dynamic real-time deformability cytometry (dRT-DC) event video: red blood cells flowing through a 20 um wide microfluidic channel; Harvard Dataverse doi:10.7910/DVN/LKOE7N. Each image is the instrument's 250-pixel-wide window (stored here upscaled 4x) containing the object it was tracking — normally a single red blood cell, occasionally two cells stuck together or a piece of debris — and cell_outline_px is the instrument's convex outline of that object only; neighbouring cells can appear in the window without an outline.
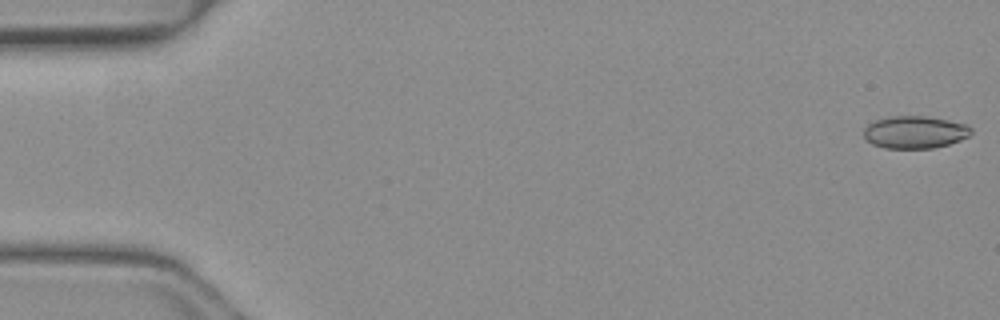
{"species": "common noctule bat (a hibernating species)", "species_latin": "Nyctalus noctula", "temperature_condition": "warm", "stored_images_in_passage": 46, "camera_frame_rate_fps": 3000, "um_per_image_px": 0.085, "animal": {"sex": "female", "body_mass_g": 19.3, "forearm_length_mm": 54.1}, "frame": {"image": 1, "passage_image": 1, "time_ms": 0.0, "image_size_px": [1000, 320], "cell_outline_px": [[972, 132], [968, 136], [960, 140], [948, 144], [932, 148], [884, 148], [872, 144], [864, 136], [864, 128], [868, 124], [876, 120], [888, 116], [928, 116], [968, 124], [972, 128]], "centroid_in_image_um": [77.77, 11.22], "position_along_channel_um": 7.2, "area_um2": 20.35}}
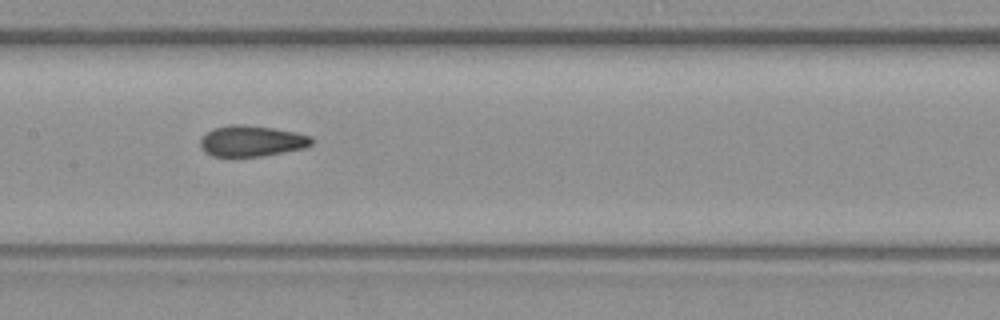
{"frame": {"image": 2, "passage_image": 25, "time_ms": 8.0, "image_size_px": [1000, 320], "cell_outline_px": [[312, 144], [304, 148], [264, 156], [212, 156], [204, 152], [200, 148], [200, 140], [212, 128], [228, 124], [244, 124], [272, 128], [296, 132], [312, 136]], "centroid_in_image_um": [21.38, 11.98], "position_along_channel_um": 186.0, "area_um2": 20.17}}
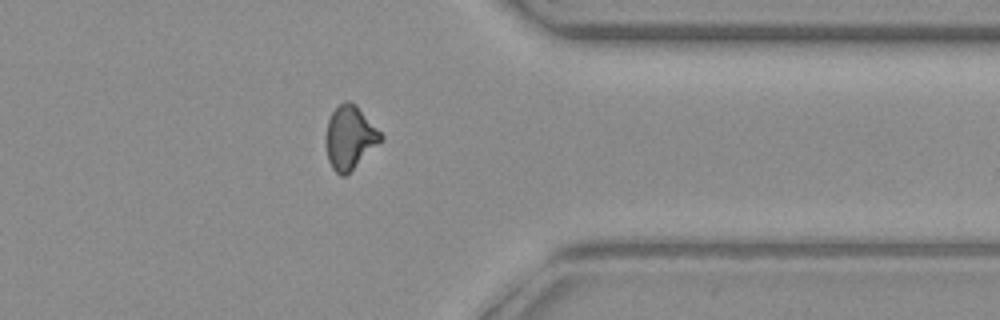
{"frame": {"image": 3, "passage_image": 40, "time_ms": 13.0, "image_size_px": [1000, 320], "cell_outline_px": [[384, 136], [344, 176], [340, 176], [332, 168], [328, 160], [328, 120], [332, 112], [344, 100], [348, 100], [356, 104]], "centroid_in_image_um": [29.73, 11.64], "position_along_channel_um": 381.7, "area_um2": 19.25}}